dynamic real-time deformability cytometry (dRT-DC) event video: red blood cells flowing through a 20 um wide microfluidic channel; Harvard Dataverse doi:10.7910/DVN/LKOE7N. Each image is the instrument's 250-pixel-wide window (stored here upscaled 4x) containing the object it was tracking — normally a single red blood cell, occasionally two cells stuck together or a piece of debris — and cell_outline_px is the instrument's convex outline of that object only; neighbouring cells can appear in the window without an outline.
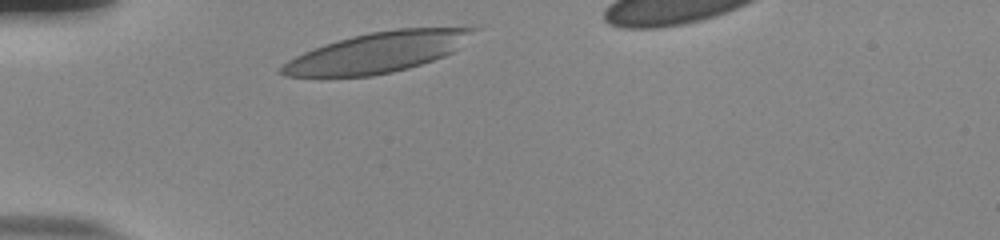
{"species": "human", "species_latin": "Homo sapiens", "temperature_condition": "room temperature", "stored_images_in_passage": 20, "camera_frame_rate_fps": 3000, "um_per_image_px": 0.085, "donor": {"sex": "male"}, "frame": {"image": 1, "passage_image": 1, "time_ms": 0.0, "image_size_px": [1000, 240], "cell_outline_px": [[480, 28], [452, 52], [444, 56], [408, 68], [392, 72], [372, 76], [284, 76], [276, 72], [280, 64], [312, 48], [324, 44], [352, 36], [368, 32], [396, 28]], "centroid_in_image_um": [32.0, 4.45], "position_along_channel_um": 53.0, "area_um2": 44.74}}
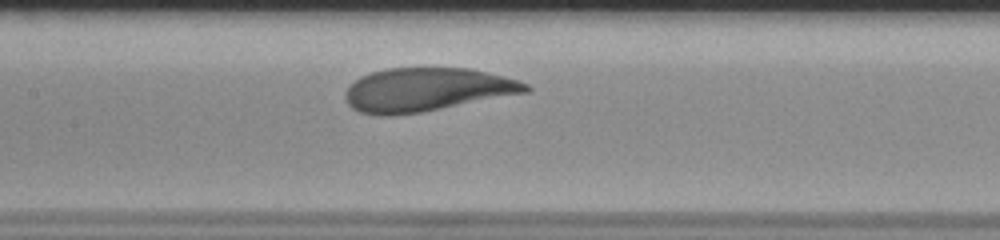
{"frame": {"image": 2, "passage_image": 12, "time_ms": 3.667, "image_size_px": [1000, 240], "cell_outline_px": [[532, 88], [528, 92], [420, 112], [388, 116], [380, 116], [360, 112], [352, 108], [348, 104], [344, 96], [344, 92], [360, 76], [372, 72], [388, 68], [468, 68], [516, 80], [528, 84]], "centroid_in_image_um": [36.22, 7.63], "position_along_channel_um": 171.2, "area_um2": 45.26}}
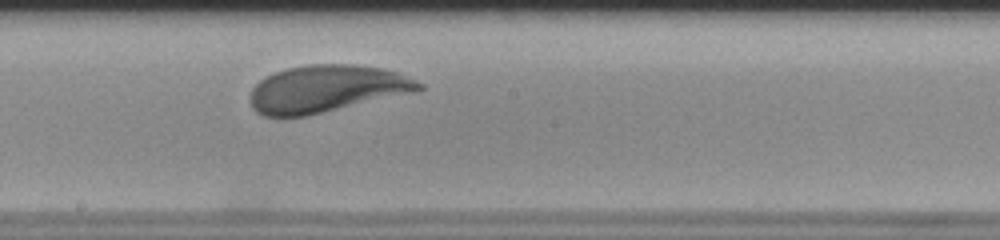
{"frame": {"image": 3, "passage_image": 16, "time_ms": 5.0, "image_size_px": [1000, 240], "cell_outline_px": [[424, 88], [412, 92], [308, 116], [264, 116], [256, 112], [252, 108], [248, 96], [252, 88], [264, 76], [288, 68], [308, 64], [356, 64], [380, 68], [396, 72], [416, 80], [424, 84]], "centroid_in_image_um": [27.7, 7.55], "position_along_channel_um": 220.5, "area_um2": 46.3}}